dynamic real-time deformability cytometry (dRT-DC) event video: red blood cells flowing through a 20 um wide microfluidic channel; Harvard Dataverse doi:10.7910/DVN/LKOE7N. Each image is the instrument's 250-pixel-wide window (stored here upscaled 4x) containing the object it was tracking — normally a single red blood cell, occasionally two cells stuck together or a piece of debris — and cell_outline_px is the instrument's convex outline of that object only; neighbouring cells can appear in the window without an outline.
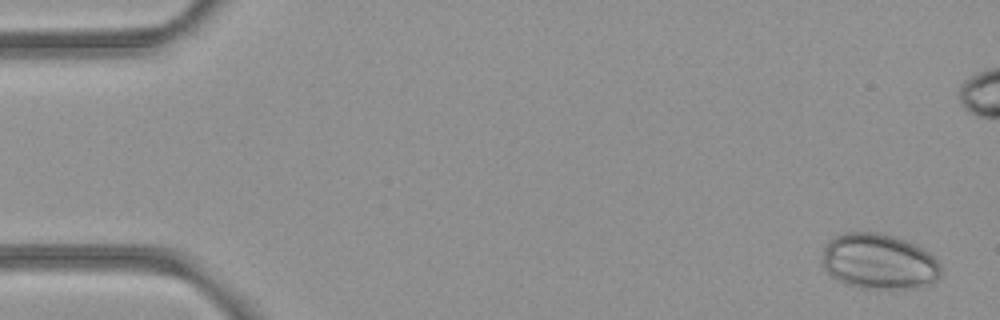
{"species": "common noctule bat (a hibernating species)", "species_latin": "Nyctalus noctula", "temperature_condition": "room temperature", "stored_images_in_passage": 53, "camera_frame_rate_fps": 3000, "um_per_image_px": 0.085, "animal": {"sex": "female", "body_mass_g": 21.9}, "frame": {"image": 1, "passage_image": 2, "time_ms": 0.333, "image_size_px": [1000, 320], "cell_outline_px": [[940, 280], [932, 284], [916, 288], [860, 288], [844, 284], [836, 280], [820, 264], [820, 260], [824, 248], [828, 240], [832, 236], [844, 232], [884, 232], [908, 240], [924, 248], [940, 264]], "centroid_in_image_um": [74.69, 22.21], "position_along_channel_um": 10.3, "area_um2": 39.36}}
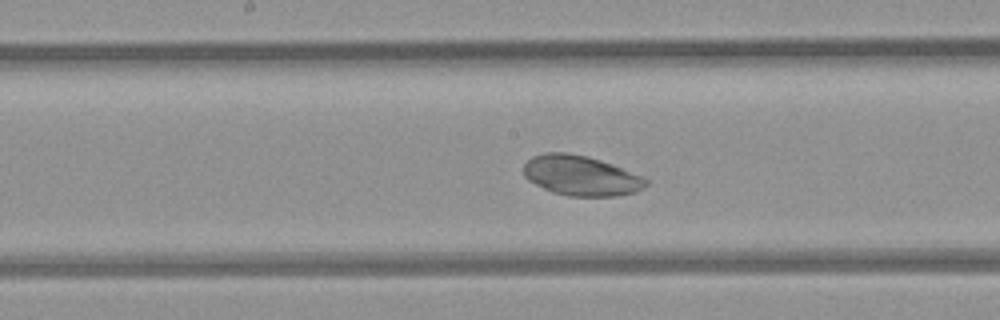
{"frame": {"image": 2, "passage_image": 27, "time_ms": 8.667, "image_size_px": [1000, 320], "cell_outline_px": [[648, 184], [644, 188], [636, 192], [616, 196], [568, 196], [552, 192], [528, 180], [524, 176], [524, 164], [532, 156], [544, 152], [568, 152], [588, 156], [612, 164], [644, 176], [648, 180]], "centroid_in_image_um": [49.4, 14.92], "position_along_channel_um": 198.8, "area_um2": 28.78}}
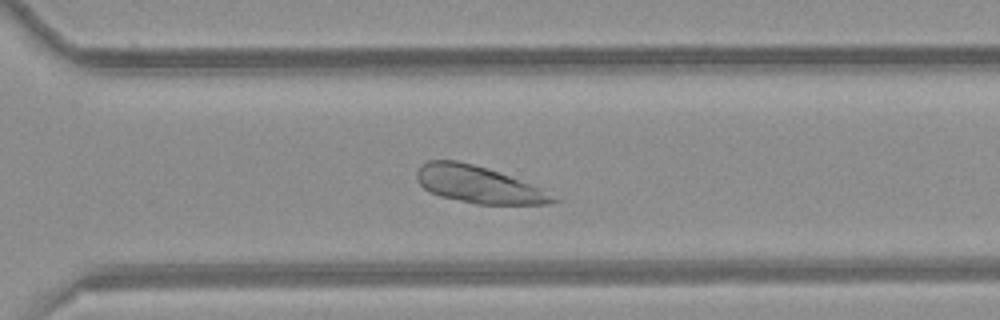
{"frame": {"image": 3, "passage_image": 37, "time_ms": 12.0, "image_size_px": [1000, 320], "cell_outline_px": [[560, 200], [552, 204], [476, 204], [440, 196], [428, 192], [416, 180], [416, 172], [420, 164], [428, 160], [456, 160], [472, 164], [544, 188]], "centroid_in_image_um": [40.65, 15.69], "position_along_channel_um": 329.9, "area_um2": 29.36}}